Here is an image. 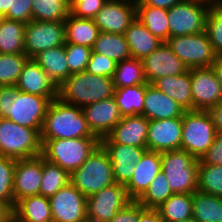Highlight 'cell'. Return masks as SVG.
<instances>
[{"mask_svg":"<svg viewBox=\"0 0 222 222\" xmlns=\"http://www.w3.org/2000/svg\"><path fill=\"white\" fill-rule=\"evenodd\" d=\"M96 137L90 131L82 108L52 100L40 133L41 144L49 139Z\"/></svg>","mask_w":222,"mask_h":222,"instance_id":"6da1fadb","label":"cell"},{"mask_svg":"<svg viewBox=\"0 0 222 222\" xmlns=\"http://www.w3.org/2000/svg\"><path fill=\"white\" fill-rule=\"evenodd\" d=\"M111 77L93 75L87 71L71 74L57 87V98L70 105H86L113 97Z\"/></svg>","mask_w":222,"mask_h":222,"instance_id":"7a4b0ae2","label":"cell"},{"mask_svg":"<svg viewBox=\"0 0 222 222\" xmlns=\"http://www.w3.org/2000/svg\"><path fill=\"white\" fill-rule=\"evenodd\" d=\"M99 145L98 137L49 139L42 144V156L71 174Z\"/></svg>","mask_w":222,"mask_h":222,"instance_id":"3957f363","label":"cell"},{"mask_svg":"<svg viewBox=\"0 0 222 222\" xmlns=\"http://www.w3.org/2000/svg\"><path fill=\"white\" fill-rule=\"evenodd\" d=\"M70 182L87 198L115 182L112 163L99 145L86 161L70 174Z\"/></svg>","mask_w":222,"mask_h":222,"instance_id":"277c9868","label":"cell"},{"mask_svg":"<svg viewBox=\"0 0 222 222\" xmlns=\"http://www.w3.org/2000/svg\"><path fill=\"white\" fill-rule=\"evenodd\" d=\"M198 166V160L185 150L161 153V170L173 194H193L197 191Z\"/></svg>","mask_w":222,"mask_h":222,"instance_id":"5b68a950","label":"cell"},{"mask_svg":"<svg viewBox=\"0 0 222 222\" xmlns=\"http://www.w3.org/2000/svg\"><path fill=\"white\" fill-rule=\"evenodd\" d=\"M39 155H42V144L35 129L0 118V156L18 160Z\"/></svg>","mask_w":222,"mask_h":222,"instance_id":"8992f818","label":"cell"},{"mask_svg":"<svg viewBox=\"0 0 222 222\" xmlns=\"http://www.w3.org/2000/svg\"><path fill=\"white\" fill-rule=\"evenodd\" d=\"M216 131L207 111H185L182 116L181 149L200 160L213 144Z\"/></svg>","mask_w":222,"mask_h":222,"instance_id":"52a82bcc","label":"cell"},{"mask_svg":"<svg viewBox=\"0 0 222 222\" xmlns=\"http://www.w3.org/2000/svg\"><path fill=\"white\" fill-rule=\"evenodd\" d=\"M166 43L188 69L209 68L218 57L212 48L206 31L169 37Z\"/></svg>","mask_w":222,"mask_h":222,"instance_id":"ba28073f","label":"cell"},{"mask_svg":"<svg viewBox=\"0 0 222 222\" xmlns=\"http://www.w3.org/2000/svg\"><path fill=\"white\" fill-rule=\"evenodd\" d=\"M133 200L124 185L114 183L87 197V222H110Z\"/></svg>","mask_w":222,"mask_h":222,"instance_id":"9c48e42d","label":"cell"},{"mask_svg":"<svg viewBox=\"0 0 222 222\" xmlns=\"http://www.w3.org/2000/svg\"><path fill=\"white\" fill-rule=\"evenodd\" d=\"M208 10V6L193 0H184L169 8V37L205 31Z\"/></svg>","mask_w":222,"mask_h":222,"instance_id":"30bf717a","label":"cell"},{"mask_svg":"<svg viewBox=\"0 0 222 222\" xmlns=\"http://www.w3.org/2000/svg\"><path fill=\"white\" fill-rule=\"evenodd\" d=\"M25 54L33 59L41 51L66 44L65 23L30 21L25 26Z\"/></svg>","mask_w":222,"mask_h":222,"instance_id":"8fae6325","label":"cell"},{"mask_svg":"<svg viewBox=\"0 0 222 222\" xmlns=\"http://www.w3.org/2000/svg\"><path fill=\"white\" fill-rule=\"evenodd\" d=\"M50 101L46 97L17 91L5 119L41 133Z\"/></svg>","mask_w":222,"mask_h":222,"instance_id":"7c38bea8","label":"cell"},{"mask_svg":"<svg viewBox=\"0 0 222 222\" xmlns=\"http://www.w3.org/2000/svg\"><path fill=\"white\" fill-rule=\"evenodd\" d=\"M52 222H87V198L70 182L49 198Z\"/></svg>","mask_w":222,"mask_h":222,"instance_id":"4fadbf2b","label":"cell"},{"mask_svg":"<svg viewBox=\"0 0 222 222\" xmlns=\"http://www.w3.org/2000/svg\"><path fill=\"white\" fill-rule=\"evenodd\" d=\"M100 145L110 158L115 182L124 186L131 179L135 164L141 160L148 150L146 147L113 143L107 136L100 139Z\"/></svg>","mask_w":222,"mask_h":222,"instance_id":"5bb4252c","label":"cell"},{"mask_svg":"<svg viewBox=\"0 0 222 222\" xmlns=\"http://www.w3.org/2000/svg\"><path fill=\"white\" fill-rule=\"evenodd\" d=\"M193 111H207L222 101L220 84L211 67L190 69Z\"/></svg>","mask_w":222,"mask_h":222,"instance_id":"9a60e30c","label":"cell"},{"mask_svg":"<svg viewBox=\"0 0 222 222\" xmlns=\"http://www.w3.org/2000/svg\"><path fill=\"white\" fill-rule=\"evenodd\" d=\"M136 18V1L107 0L93 18L100 32L124 34Z\"/></svg>","mask_w":222,"mask_h":222,"instance_id":"2e32d148","label":"cell"},{"mask_svg":"<svg viewBox=\"0 0 222 222\" xmlns=\"http://www.w3.org/2000/svg\"><path fill=\"white\" fill-rule=\"evenodd\" d=\"M142 63L148 84L156 79L180 75L189 70L166 42H162L153 52L144 57Z\"/></svg>","mask_w":222,"mask_h":222,"instance_id":"e0dca14e","label":"cell"},{"mask_svg":"<svg viewBox=\"0 0 222 222\" xmlns=\"http://www.w3.org/2000/svg\"><path fill=\"white\" fill-rule=\"evenodd\" d=\"M182 117L149 120L146 148L155 152L181 149Z\"/></svg>","mask_w":222,"mask_h":222,"instance_id":"ac0fdd59","label":"cell"},{"mask_svg":"<svg viewBox=\"0 0 222 222\" xmlns=\"http://www.w3.org/2000/svg\"><path fill=\"white\" fill-rule=\"evenodd\" d=\"M42 178V155L16 160L13 177L15 203L25 197L39 195Z\"/></svg>","mask_w":222,"mask_h":222,"instance_id":"d6986e66","label":"cell"},{"mask_svg":"<svg viewBox=\"0 0 222 222\" xmlns=\"http://www.w3.org/2000/svg\"><path fill=\"white\" fill-rule=\"evenodd\" d=\"M82 111L90 131L99 139L106 137L122 119L114 97L86 105Z\"/></svg>","mask_w":222,"mask_h":222,"instance_id":"ffe728a7","label":"cell"},{"mask_svg":"<svg viewBox=\"0 0 222 222\" xmlns=\"http://www.w3.org/2000/svg\"><path fill=\"white\" fill-rule=\"evenodd\" d=\"M18 91L46 97L50 102L57 99V86L45 71L29 59L23 67L16 83Z\"/></svg>","mask_w":222,"mask_h":222,"instance_id":"44dd1931","label":"cell"},{"mask_svg":"<svg viewBox=\"0 0 222 222\" xmlns=\"http://www.w3.org/2000/svg\"><path fill=\"white\" fill-rule=\"evenodd\" d=\"M161 171V153L147 150L135 164L130 181L124 186L128 196L137 201L149 188L150 183Z\"/></svg>","mask_w":222,"mask_h":222,"instance_id":"7402d4cb","label":"cell"},{"mask_svg":"<svg viewBox=\"0 0 222 222\" xmlns=\"http://www.w3.org/2000/svg\"><path fill=\"white\" fill-rule=\"evenodd\" d=\"M148 126L143 115L122 117L107 137L116 144L146 147Z\"/></svg>","mask_w":222,"mask_h":222,"instance_id":"603a6c76","label":"cell"},{"mask_svg":"<svg viewBox=\"0 0 222 222\" xmlns=\"http://www.w3.org/2000/svg\"><path fill=\"white\" fill-rule=\"evenodd\" d=\"M185 112L179 104L162 91L149 84L146 87L143 116L148 120L182 117Z\"/></svg>","mask_w":222,"mask_h":222,"instance_id":"cb8c5ba5","label":"cell"},{"mask_svg":"<svg viewBox=\"0 0 222 222\" xmlns=\"http://www.w3.org/2000/svg\"><path fill=\"white\" fill-rule=\"evenodd\" d=\"M151 85L175 100L185 111H193L190 69L180 75L156 79Z\"/></svg>","mask_w":222,"mask_h":222,"instance_id":"d4e9b609","label":"cell"},{"mask_svg":"<svg viewBox=\"0 0 222 222\" xmlns=\"http://www.w3.org/2000/svg\"><path fill=\"white\" fill-rule=\"evenodd\" d=\"M12 217L19 222H52L49 198L33 195L18 200L12 210Z\"/></svg>","mask_w":222,"mask_h":222,"instance_id":"484cf974","label":"cell"},{"mask_svg":"<svg viewBox=\"0 0 222 222\" xmlns=\"http://www.w3.org/2000/svg\"><path fill=\"white\" fill-rule=\"evenodd\" d=\"M33 59L57 87L72 74L66 61V44L41 51Z\"/></svg>","mask_w":222,"mask_h":222,"instance_id":"4316f807","label":"cell"},{"mask_svg":"<svg viewBox=\"0 0 222 222\" xmlns=\"http://www.w3.org/2000/svg\"><path fill=\"white\" fill-rule=\"evenodd\" d=\"M124 35L131 57L141 60L162 43L137 18L130 23Z\"/></svg>","mask_w":222,"mask_h":222,"instance_id":"83f0119b","label":"cell"},{"mask_svg":"<svg viewBox=\"0 0 222 222\" xmlns=\"http://www.w3.org/2000/svg\"><path fill=\"white\" fill-rule=\"evenodd\" d=\"M65 23L66 43L93 48L100 30L94 19L68 15Z\"/></svg>","mask_w":222,"mask_h":222,"instance_id":"f1b7e54d","label":"cell"},{"mask_svg":"<svg viewBox=\"0 0 222 222\" xmlns=\"http://www.w3.org/2000/svg\"><path fill=\"white\" fill-rule=\"evenodd\" d=\"M25 26L20 21L0 20V54L25 53Z\"/></svg>","mask_w":222,"mask_h":222,"instance_id":"f546056e","label":"cell"},{"mask_svg":"<svg viewBox=\"0 0 222 222\" xmlns=\"http://www.w3.org/2000/svg\"><path fill=\"white\" fill-rule=\"evenodd\" d=\"M148 85L146 83L115 89L113 97L122 117L143 114L145 92Z\"/></svg>","mask_w":222,"mask_h":222,"instance_id":"4dcf8cb0","label":"cell"},{"mask_svg":"<svg viewBox=\"0 0 222 222\" xmlns=\"http://www.w3.org/2000/svg\"><path fill=\"white\" fill-rule=\"evenodd\" d=\"M192 217L199 222H222V197L195 191Z\"/></svg>","mask_w":222,"mask_h":222,"instance_id":"1f68e13d","label":"cell"},{"mask_svg":"<svg viewBox=\"0 0 222 222\" xmlns=\"http://www.w3.org/2000/svg\"><path fill=\"white\" fill-rule=\"evenodd\" d=\"M136 18L158 39H169L168 10L153 6H136Z\"/></svg>","mask_w":222,"mask_h":222,"instance_id":"d6a6232c","label":"cell"},{"mask_svg":"<svg viewBox=\"0 0 222 222\" xmlns=\"http://www.w3.org/2000/svg\"><path fill=\"white\" fill-rule=\"evenodd\" d=\"M92 50L107 56L117 63L131 58L129 46L124 34L100 32Z\"/></svg>","mask_w":222,"mask_h":222,"instance_id":"836d02e7","label":"cell"},{"mask_svg":"<svg viewBox=\"0 0 222 222\" xmlns=\"http://www.w3.org/2000/svg\"><path fill=\"white\" fill-rule=\"evenodd\" d=\"M112 80L115 89L148 83L142 60L132 57L117 63Z\"/></svg>","mask_w":222,"mask_h":222,"instance_id":"e575fe53","label":"cell"},{"mask_svg":"<svg viewBox=\"0 0 222 222\" xmlns=\"http://www.w3.org/2000/svg\"><path fill=\"white\" fill-rule=\"evenodd\" d=\"M192 194H172L157 208L164 222H180L192 217Z\"/></svg>","mask_w":222,"mask_h":222,"instance_id":"d590c367","label":"cell"},{"mask_svg":"<svg viewBox=\"0 0 222 222\" xmlns=\"http://www.w3.org/2000/svg\"><path fill=\"white\" fill-rule=\"evenodd\" d=\"M70 183V173L42 156V178L39 195L50 198Z\"/></svg>","mask_w":222,"mask_h":222,"instance_id":"8d00e7d4","label":"cell"},{"mask_svg":"<svg viewBox=\"0 0 222 222\" xmlns=\"http://www.w3.org/2000/svg\"><path fill=\"white\" fill-rule=\"evenodd\" d=\"M70 0H33L32 20L64 22L70 14Z\"/></svg>","mask_w":222,"mask_h":222,"instance_id":"74e56055","label":"cell"},{"mask_svg":"<svg viewBox=\"0 0 222 222\" xmlns=\"http://www.w3.org/2000/svg\"><path fill=\"white\" fill-rule=\"evenodd\" d=\"M171 188L168 180L161 170L158 175L150 183L149 188L137 200L144 208L157 209L161 206L171 195Z\"/></svg>","mask_w":222,"mask_h":222,"instance_id":"f35d334b","label":"cell"},{"mask_svg":"<svg viewBox=\"0 0 222 222\" xmlns=\"http://www.w3.org/2000/svg\"><path fill=\"white\" fill-rule=\"evenodd\" d=\"M197 190L222 197V165L199 163Z\"/></svg>","mask_w":222,"mask_h":222,"instance_id":"ab89813d","label":"cell"},{"mask_svg":"<svg viewBox=\"0 0 222 222\" xmlns=\"http://www.w3.org/2000/svg\"><path fill=\"white\" fill-rule=\"evenodd\" d=\"M29 59L25 53L0 54V86L16 85Z\"/></svg>","mask_w":222,"mask_h":222,"instance_id":"60d3db41","label":"cell"},{"mask_svg":"<svg viewBox=\"0 0 222 222\" xmlns=\"http://www.w3.org/2000/svg\"><path fill=\"white\" fill-rule=\"evenodd\" d=\"M16 159L0 156V202L11 211L14 208L13 177Z\"/></svg>","mask_w":222,"mask_h":222,"instance_id":"b9f144b4","label":"cell"},{"mask_svg":"<svg viewBox=\"0 0 222 222\" xmlns=\"http://www.w3.org/2000/svg\"><path fill=\"white\" fill-rule=\"evenodd\" d=\"M205 31L215 54L222 56V6L209 8Z\"/></svg>","mask_w":222,"mask_h":222,"instance_id":"7bdbcfd3","label":"cell"},{"mask_svg":"<svg viewBox=\"0 0 222 222\" xmlns=\"http://www.w3.org/2000/svg\"><path fill=\"white\" fill-rule=\"evenodd\" d=\"M91 53L92 48L90 47L66 43V61L69 71L72 74L85 71Z\"/></svg>","mask_w":222,"mask_h":222,"instance_id":"ee69618b","label":"cell"},{"mask_svg":"<svg viewBox=\"0 0 222 222\" xmlns=\"http://www.w3.org/2000/svg\"><path fill=\"white\" fill-rule=\"evenodd\" d=\"M117 66V62L108 58L105 55L99 54L92 50L90 59L87 63L86 70L87 72L98 75V76H113L115 69Z\"/></svg>","mask_w":222,"mask_h":222,"instance_id":"f6af8a7d","label":"cell"},{"mask_svg":"<svg viewBox=\"0 0 222 222\" xmlns=\"http://www.w3.org/2000/svg\"><path fill=\"white\" fill-rule=\"evenodd\" d=\"M107 0H71L70 13L79 18L93 19Z\"/></svg>","mask_w":222,"mask_h":222,"instance_id":"bcb514c9","label":"cell"},{"mask_svg":"<svg viewBox=\"0 0 222 222\" xmlns=\"http://www.w3.org/2000/svg\"><path fill=\"white\" fill-rule=\"evenodd\" d=\"M33 0H11L10 8L4 18L28 24L32 21Z\"/></svg>","mask_w":222,"mask_h":222,"instance_id":"7dc6e473","label":"cell"},{"mask_svg":"<svg viewBox=\"0 0 222 222\" xmlns=\"http://www.w3.org/2000/svg\"><path fill=\"white\" fill-rule=\"evenodd\" d=\"M199 163L222 165V134L216 133L213 144L208 148Z\"/></svg>","mask_w":222,"mask_h":222,"instance_id":"c3c4849f","label":"cell"},{"mask_svg":"<svg viewBox=\"0 0 222 222\" xmlns=\"http://www.w3.org/2000/svg\"><path fill=\"white\" fill-rule=\"evenodd\" d=\"M17 91L16 85L0 86V118L8 116V109L13 105Z\"/></svg>","mask_w":222,"mask_h":222,"instance_id":"681fc988","label":"cell"},{"mask_svg":"<svg viewBox=\"0 0 222 222\" xmlns=\"http://www.w3.org/2000/svg\"><path fill=\"white\" fill-rule=\"evenodd\" d=\"M139 202L133 200L125 208L118 211L110 222H138Z\"/></svg>","mask_w":222,"mask_h":222,"instance_id":"f907efd6","label":"cell"},{"mask_svg":"<svg viewBox=\"0 0 222 222\" xmlns=\"http://www.w3.org/2000/svg\"><path fill=\"white\" fill-rule=\"evenodd\" d=\"M138 222H164L161 219L160 213L157 209L144 208L139 203V217Z\"/></svg>","mask_w":222,"mask_h":222,"instance_id":"816d5d0a","label":"cell"},{"mask_svg":"<svg viewBox=\"0 0 222 222\" xmlns=\"http://www.w3.org/2000/svg\"><path fill=\"white\" fill-rule=\"evenodd\" d=\"M207 113L211 118L216 133L222 134V101L218 105L208 109Z\"/></svg>","mask_w":222,"mask_h":222,"instance_id":"f5cc1de1","label":"cell"},{"mask_svg":"<svg viewBox=\"0 0 222 222\" xmlns=\"http://www.w3.org/2000/svg\"><path fill=\"white\" fill-rule=\"evenodd\" d=\"M182 1L184 0H139L136 1V6H153L168 10L169 8Z\"/></svg>","mask_w":222,"mask_h":222,"instance_id":"db71d44e","label":"cell"},{"mask_svg":"<svg viewBox=\"0 0 222 222\" xmlns=\"http://www.w3.org/2000/svg\"><path fill=\"white\" fill-rule=\"evenodd\" d=\"M211 68L215 73V76L220 84V88L222 91V56L217 57L216 61L212 64Z\"/></svg>","mask_w":222,"mask_h":222,"instance_id":"11a10c76","label":"cell"},{"mask_svg":"<svg viewBox=\"0 0 222 222\" xmlns=\"http://www.w3.org/2000/svg\"><path fill=\"white\" fill-rule=\"evenodd\" d=\"M12 216V211L0 202V222H8Z\"/></svg>","mask_w":222,"mask_h":222,"instance_id":"9f6ffc18","label":"cell"},{"mask_svg":"<svg viewBox=\"0 0 222 222\" xmlns=\"http://www.w3.org/2000/svg\"><path fill=\"white\" fill-rule=\"evenodd\" d=\"M197 3L204 4L206 6L210 7H217L222 6V0H193Z\"/></svg>","mask_w":222,"mask_h":222,"instance_id":"6f0895ef","label":"cell"},{"mask_svg":"<svg viewBox=\"0 0 222 222\" xmlns=\"http://www.w3.org/2000/svg\"><path fill=\"white\" fill-rule=\"evenodd\" d=\"M11 0H0V13L4 16L10 8Z\"/></svg>","mask_w":222,"mask_h":222,"instance_id":"680465c9","label":"cell"},{"mask_svg":"<svg viewBox=\"0 0 222 222\" xmlns=\"http://www.w3.org/2000/svg\"><path fill=\"white\" fill-rule=\"evenodd\" d=\"M180 222H199V221H197V220L194 219L193 217H190V218L185 219V220H182V221H180Z\"/></svg>","mask_w":222,"mask_h":222,"instance_id":"91938a15","label":"cell"},{"mask_svg":"<svg viewBox=\"0 0 222 222\" xmlns=\"http://www.w3.org/2000/svg\"><path fill=\"white\" fill-rule=\"evenodd\" d=\"M8 222H19V221L16 220V219H14V218L11 216Z\"/></svg>","mask_w":222,"mask_h":222,"instance_id":"94428289","label":"cell"}]
</instances>
